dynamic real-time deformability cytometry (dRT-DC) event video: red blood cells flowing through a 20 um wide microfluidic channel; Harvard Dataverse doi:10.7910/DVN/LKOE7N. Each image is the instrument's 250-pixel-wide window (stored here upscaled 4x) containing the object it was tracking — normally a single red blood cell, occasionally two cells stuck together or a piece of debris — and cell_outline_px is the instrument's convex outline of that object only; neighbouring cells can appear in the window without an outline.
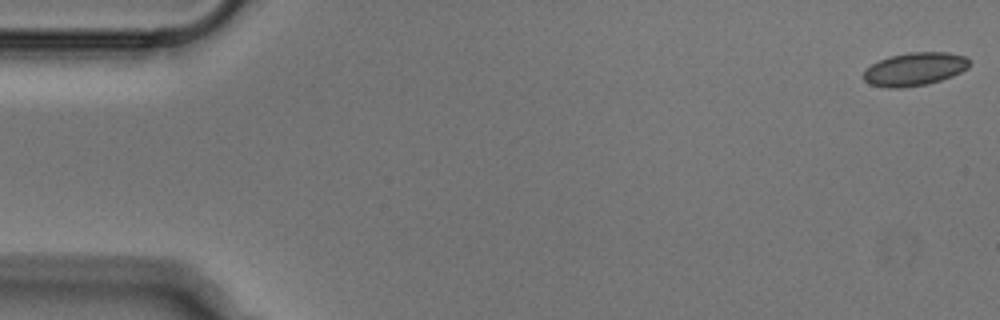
{"species": "Egyptian fruit bat (a non-hibernating species)", "species_latin": "Rousettus aegyptiacus", "temperature_condition": "cold", "stored_images_in_passage": 52, "camera_frame_rate_fps": 3000, "um_per_image_px": 0.085, "animal": {"sex": "male"}, "frame": {"image": 1, "passage_image": 1, "time_ms": 0.0, "image_size_px": [1000, 320], "cell_outline_px": [[968, 68], [952, 76], [928, 84], [904, 88], [884, 88], [868, 84], [864, 80], [864, 68], [880, 60], [892, 56], [908, 52], [948, 52], [964, 56], [968, 60]], "centroid_in_image_um": [77.7, 5.89], "position_along_channel_um": 7.3, "area_um2": 20.52}}
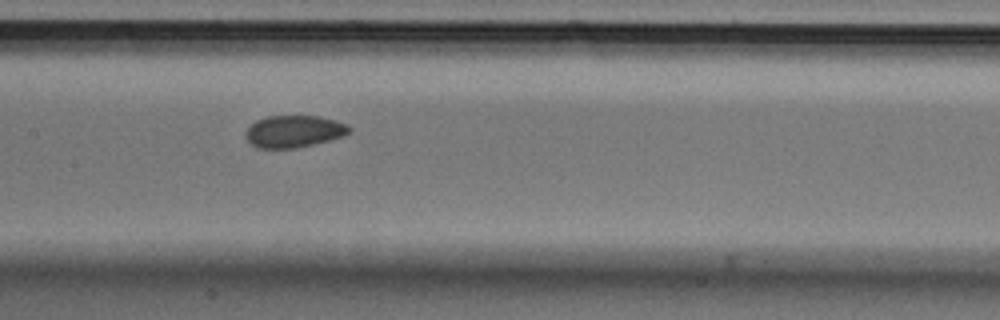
{"frame": {"image": 2, "passage_image": 25, "time_ms": 8.0, "image_size_px": [1000, 320], "cell_outline_px": [[352, 132], [344, 136], [296, 148], [256, 148], [244, 136], [248, 128], [256, 120], [268, 116], [316, 116], [348, 124], [352, 128]], "centroid_in_image_um": [24.99, 11.17], "position_along_channel_um": 182.4, "area_um2": 19.25}}
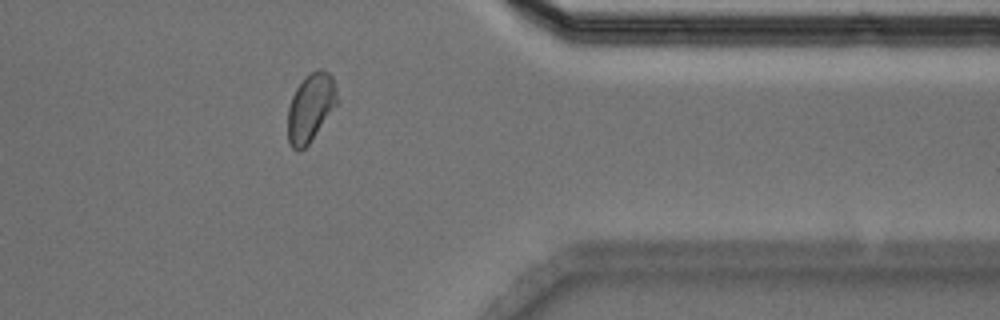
{"frame": {"image": 3, "passage_image": 42, "time_ms": 13.667, "image_size_px": [1000, 320], "cell_outline_px": [[336, 104], [308, 144], [300, 152], [296, 152], [292, 148], [288, 140], [288, 108], [292, 96], [296, 88], [304, 76], [316, 68], [320, 68], [328, 72], [332, 76], [336, 88]], "centroid_in_image_um": [26.36, 9.12], "position_along_channel_um": 385.0, "area_um2": 19.42}}